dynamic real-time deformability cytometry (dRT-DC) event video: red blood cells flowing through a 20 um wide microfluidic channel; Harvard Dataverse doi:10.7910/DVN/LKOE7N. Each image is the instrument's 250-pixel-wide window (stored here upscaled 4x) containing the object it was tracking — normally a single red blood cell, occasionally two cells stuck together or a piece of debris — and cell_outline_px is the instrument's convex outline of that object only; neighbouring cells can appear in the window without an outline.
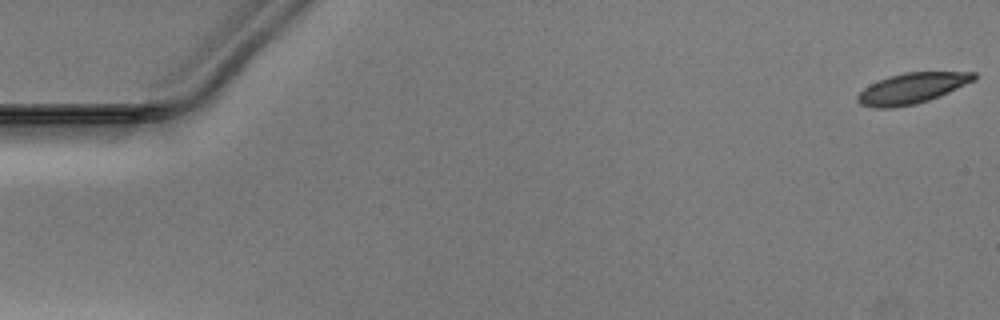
{"species": "Egyptian fruit bat (a non-hibernating species)", "species_latin": "Rousettus aegyptiacus", "temperature_condition": "warm", "stored_images_in_passage": 11, "camera_frame_rate_fps": 3000, "um_per_image_px": 0.085, "animal": {"sex": "male"}, "frame": {"image": 1, "passage_image": 1, "time_ms": 0.0, "image_size_px": [1000, 320], "cell_outline_px": [[976, 80], [940, 96], [916, 104], [892, 108], [872, 108], [860, 104], [856, 100], [856, 96], [864, 88], [888, 76], [904, 72], [976, 72]], "centroid_in_image_um": [77.51, 7.51], "position_along_channel_um": 7.5, "area_um2": 20.81}}